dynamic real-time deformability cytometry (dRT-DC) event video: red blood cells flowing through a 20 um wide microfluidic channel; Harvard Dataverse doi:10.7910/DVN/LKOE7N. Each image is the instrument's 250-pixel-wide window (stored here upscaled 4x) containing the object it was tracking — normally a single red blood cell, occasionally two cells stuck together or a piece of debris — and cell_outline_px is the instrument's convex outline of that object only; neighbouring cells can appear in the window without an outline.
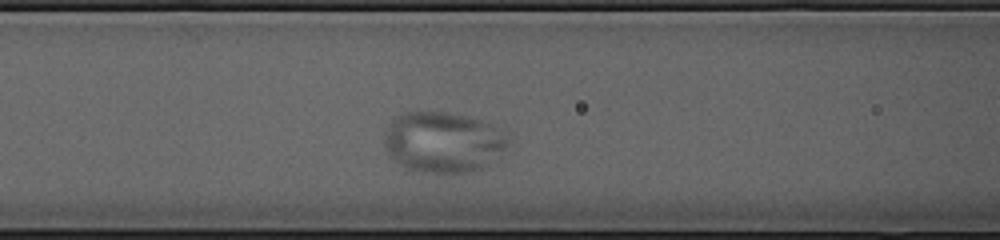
{"species": "common noctule bat (a hibernating species)", "species_latin": "Nyctalus noctula", "temperature_condition": "cold", "stored_images_in_passage": 31, "camera_frame_rate_fps": 3000, "um_per_image_px": 0.085, "animal": {"sex": "female", "body_mass_g": 23.0, "forearm_length_mm": 53.4}, "frame": {"image": 1, "passage_image": 9, "time_ms": 2.667, "image_size_px": [1000, 240], "cell_outline_px": [[508, 144], [484, 168], [476, 172], [428, 172], [408, 168], [400, 164], [388, 156], [384, 144], [384, 132], [388, 124], [396, 116], [408, 112], [444, 112], [464, 116], [480, 120], [500, 128], [508, 140]], "centroid_in_image_um": [37.62, 12.08], "position_along_channel_um": 129.0, "area_um2": 43.47}}
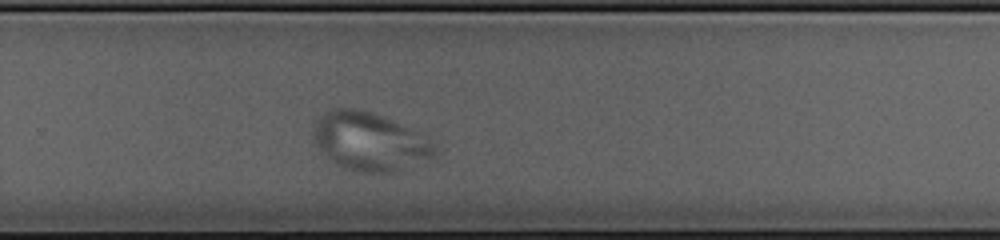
{"frame": {"image": 2, "passage_image": 23, "time_ms": 7.333, "image_size_px": [1000, 240], "cell_outline_px": [[440, 152], [428, 168], [404, 172], [364, 172], [344, 168], [336, 164], [320, 152], [312, 136], [312, 124], [324, 112], [332, 108], [356, 108], [392, 120], [412, 128], [432, 144]], "centroid_in_image_um": [31.52, 12.1], "position_along_channel_um": 298.3, "area_um2": 42.71}}
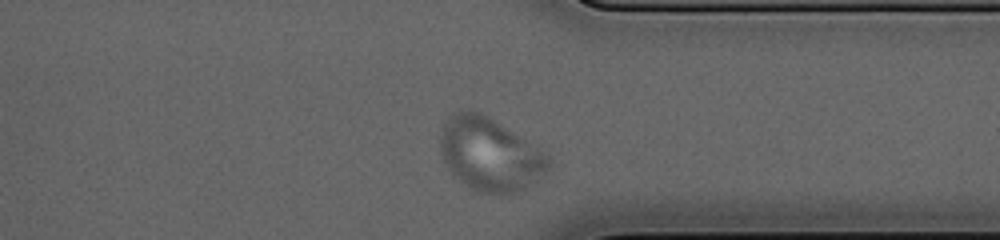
{"frame": {"image": 3, "passage_image": 29, "time_ms": 9.333, "image_size_px": [1000, 240], "cell_outline_px": [[552, 164], [528, 188], [504, 196], [476, 192], [468, 188], [444, 164], [440, 152], [440, 128], [448, 116], [460, 112], [480, 112], [488, 116], [544, 152], [552, 160]], "centroid_in_image_um": [41.61, 13.17], "position_along_channel_um": 369.8, "area_um2": 46.18}}